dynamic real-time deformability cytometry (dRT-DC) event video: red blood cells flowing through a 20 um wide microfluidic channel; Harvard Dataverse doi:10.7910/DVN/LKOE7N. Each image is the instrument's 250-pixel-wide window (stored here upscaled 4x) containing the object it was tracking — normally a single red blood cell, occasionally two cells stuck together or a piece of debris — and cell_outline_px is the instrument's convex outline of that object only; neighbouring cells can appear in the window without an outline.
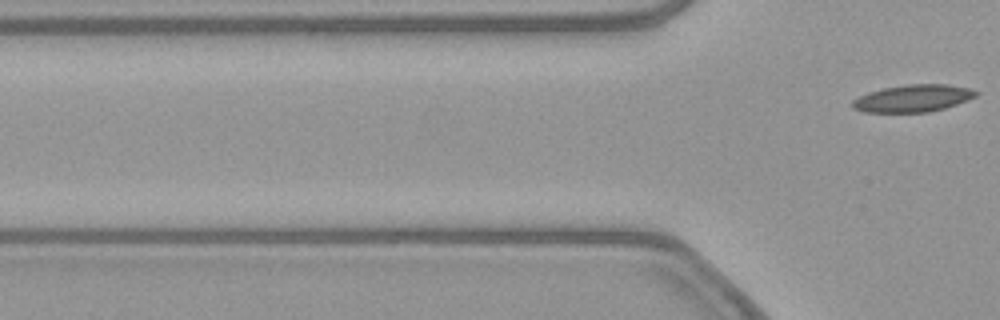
{"species": "common noctule bat (a hibernating species)", "species_latin": "Nyctalus noctula", "temperature_condition": "warm", "stored_images_in_passage": 4, "camera_frame_rate_fps": 3000, "um_per_image_px": 0.085, "animal": {"sex": "female", "body_mass_g": 21.9}, "frame": {"image": 1, "passage_image": 4, "time_ms": 1.0, "image_size_px": [1000, 320], "cell_outline_px": [[980, 92], [976, 96], [968, 100], [944, 108], [928, 112], [864, 112], [852, 108], [852, 100], [868, 92], [884, 88], [908, 84], [948, 84], [968, 88]], "centroid_in_image_um": [77.6, 8.35], "position_along_channel_um": 48.2, "area_um2": 19.54}}